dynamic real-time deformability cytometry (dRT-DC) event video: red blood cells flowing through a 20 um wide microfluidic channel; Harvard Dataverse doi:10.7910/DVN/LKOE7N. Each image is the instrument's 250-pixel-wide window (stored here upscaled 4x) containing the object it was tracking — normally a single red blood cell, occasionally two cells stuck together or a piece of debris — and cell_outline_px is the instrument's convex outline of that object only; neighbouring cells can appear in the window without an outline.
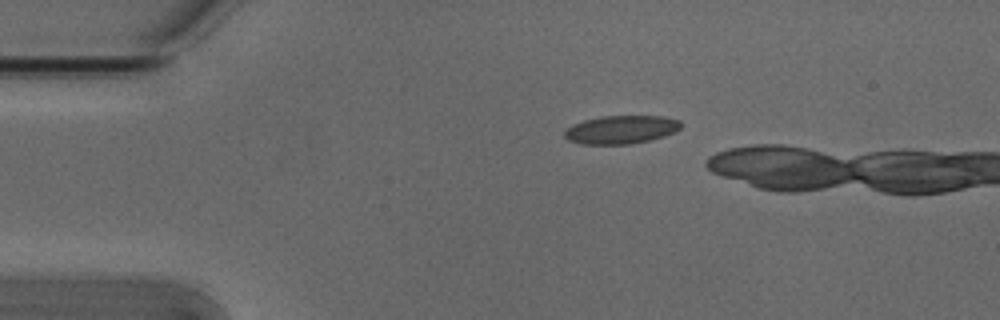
{"species": "Egyptian fruit bat (a non-hibernating species)", "species_latin": "Rousettus aegyptiacus", "temperature_condition": "cold", "stored_images_in_passage": 5, "camera_frame_rate_fps": 3000, "um_per_image_px": 0.085, "animal": {"sex": "male"}, "frame": {"image": 1, "passage_image": 1, "time_ms": 0.0, "image_size_px": [1000, 320], "cell_outline_px": [[684, 124], [676, 132], [664, 136], [648, 140], [628, 144], [580, 144], [568, 140], [564, 136], [564, 132], [572, 124], [584, 120], [600, 116], [664, 116], [680, 120]], "centroid_in_image_um": [52.81, 11.01], "position_along_channel_um": 32.2, "area_um2": 19.31}}